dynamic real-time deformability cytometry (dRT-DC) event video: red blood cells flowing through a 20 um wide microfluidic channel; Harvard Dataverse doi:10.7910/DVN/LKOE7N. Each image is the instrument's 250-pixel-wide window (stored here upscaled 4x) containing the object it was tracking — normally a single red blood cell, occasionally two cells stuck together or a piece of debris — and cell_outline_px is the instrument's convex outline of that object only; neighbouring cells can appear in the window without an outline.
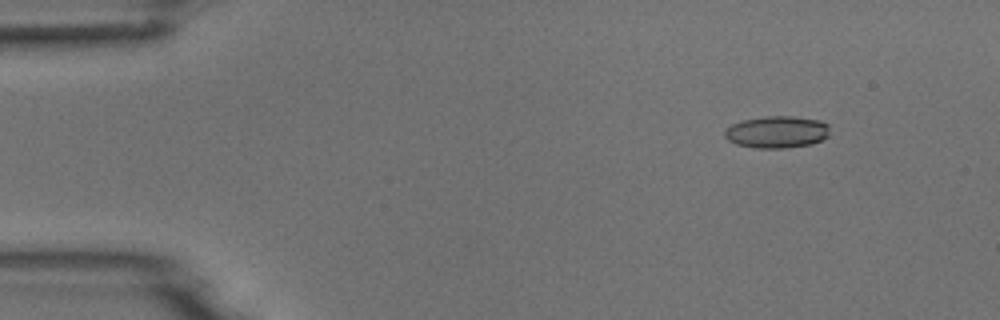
{"species": "common noctule bat (a hibernating species)", "species_latin": "Nyctalus noctula", "temperature_condition": "room temperature", "stored_images_in_passage": 7, "camera_frame_rate_fps": 3000, "um_per_image_px": 0.085, "animal": {"sex": "male", "body_mass_g": 18.8}, "frame": {"image": 1, "passage_image": 2, "time_ms": 0.333, "image_size_px": [1000, 320], "cell_outline_px": [[828, 136], [812, 144], [784, 148], [756, 148], [736, 144], [728, 140], [724, 136], [724, 132], [732, 124], [740, 120], [764, 116], [792, 116], [820, 120], [828, 124]], "centroid_in_image_um": [66.02, 11.21], "position_along_channel_um": 19.0, "area_um2": 19.65}}
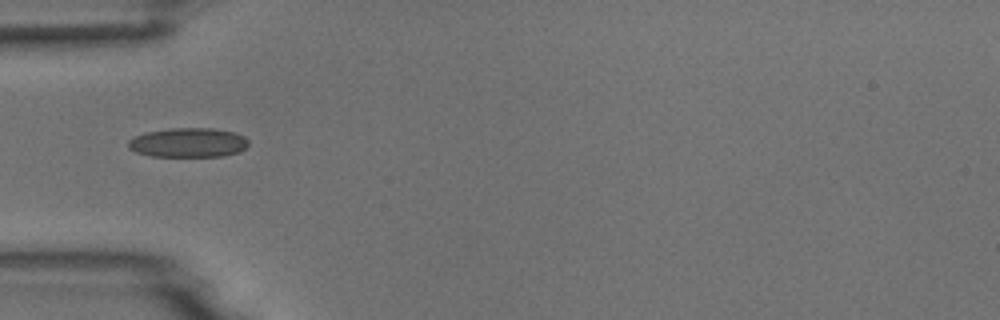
{"frame": {"image": 2, "passage_image": 5, "time_ms": 1.333, "image_size_px": [1000, 320], "cell_outline_px": [[248, 144], [240, 152], [224, 156], [152, 156], [136, 152], [128, 148], [128, 140], [136, 136], [148, 132], [168, 128], [212, 128], [236, 132], [244, 136], [248, 140]], "centroid_in_image_um": [16.03, 12.12], "position_along_channel_um": 69.0, "area_um2": 20.63}}